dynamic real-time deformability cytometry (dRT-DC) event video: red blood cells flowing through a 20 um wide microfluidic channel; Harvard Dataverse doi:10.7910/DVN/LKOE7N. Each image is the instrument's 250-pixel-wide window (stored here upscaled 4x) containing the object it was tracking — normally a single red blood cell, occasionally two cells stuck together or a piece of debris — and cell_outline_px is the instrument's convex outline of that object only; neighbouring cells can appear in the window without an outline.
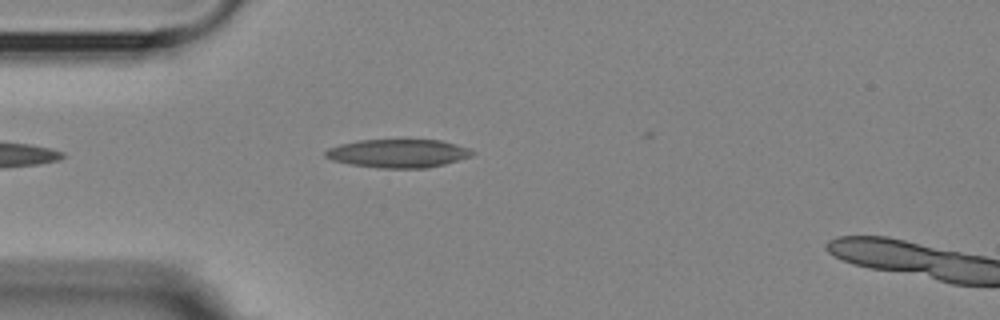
{"species": "Egyptian fruit bat (a non-hibernating species)", "species_latin": "Rousettus aegyptiacus", "temperature_condition": "room temperature", "stored_images_in_passage": 6, "camera_frame_rate_fps": 3000, "um_per_image_px": 0.085, "animal": {"sex": "female"}, "frame": {"image": 1, "passage_image": 5, "time_ms": 4.667, "image_size_px": [1000, 320], "cell_outline_px": [[476, 152], [472, 156], [444, 164], [428, 168], [376, 168], [352, 164], [332, 160], [324, 156], [324, 152], [328, 148], [340, 144], [356, 140], [440, 140], [456, 144], [468, 148]], "centroid_in_image_um": [33.84, 13.04], "position_along_channel_um": 51.2, "area_um2": 24.33}}